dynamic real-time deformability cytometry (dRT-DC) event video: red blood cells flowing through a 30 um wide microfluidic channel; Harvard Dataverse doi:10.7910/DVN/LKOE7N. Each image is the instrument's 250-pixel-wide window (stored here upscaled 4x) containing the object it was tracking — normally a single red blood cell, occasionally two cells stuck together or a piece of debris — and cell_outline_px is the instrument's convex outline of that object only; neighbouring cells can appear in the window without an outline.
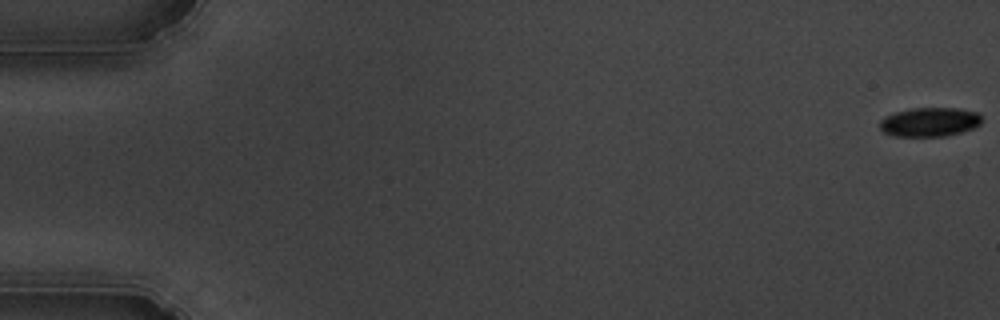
{"species": "common noctule bat (a hibernating species)", "species_latin": "Nyctalus noctula", "temperature_condition": "cold", "stored_images_in_passage": 56, "camera_frame_rate_fps": 3000, "um_per_image_px": 0.085, "animal": {"sex": "male", "body_mass_g": 19.5, "forearm_length_mm": 54.6}, "frame": {"image": 1, "passage_image": 1, "time_ms": 0.0, "image_size_px": [1000, 320], "cell_outline_px": [[980, 124], [972, 128], [960, 132], [944, 136], [892, 136], [884, 132], [880, 128], [880, 120], [884, 116], [896, 112], [912, 108], [960, 108], [980, 112]], "centroid_in_image_um": [79.01, 10.36], "position_along_channel_um": 6.0, "area_um2": 17.28}}
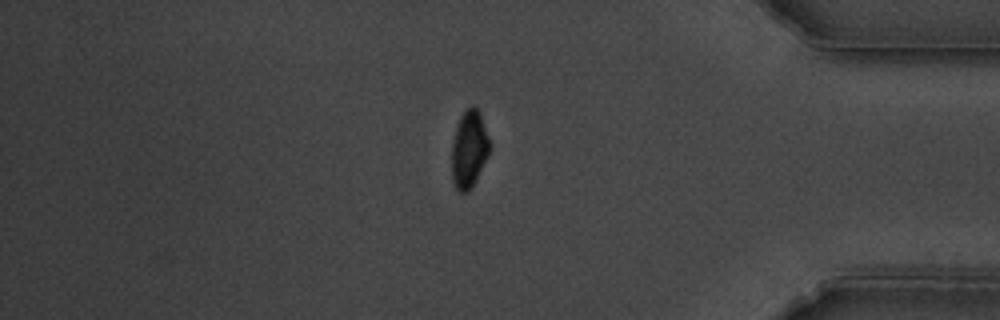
{"frame": {"image": 2, "passage_image": 48, "time_ms": 15.667, "image_size_px": [1000, 320], "cell_outline_px": [[492, 148], [472, 188], [468, 192], [460, 192], [456, 188], [452, 180], [452, 140], [460, 116], [472, 104], [480, 112], [492, 144]], "centroid_in_image_um": [39.9, 12.68], "position_along_channel_um": 395.3, "area_um2": 17.4}}
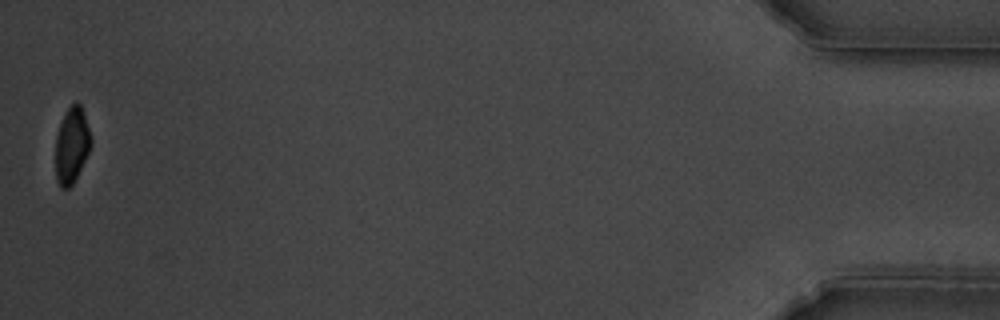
{"frame": {"image": 3, "passage_image": 56, "time_ms": 18.333, "image_size_px": [1000, 320], "cell_outline_px": [[92, 144], [72, 184], [68, 188], [60, 188], [56, 180], [56, 136], [64, 112], [76, 100], [80, 104], [84, 112], [92, 140]], "centroid_in_image_um": [6.09, 12.3], "position_along_channel_um": 429.1, "area_um2": 15.55}, "authors_computed_cell_mechanics": {"area_um2": 18.4382, "velocity_mm_per_s": 3.6449, "shape_relaxation_time_tau1_ms": 2.898, "shape_relaxation_time_tau2_ms": null, "deformation_change_tau1": 0.0939, "deformation_change_tau2": null}}